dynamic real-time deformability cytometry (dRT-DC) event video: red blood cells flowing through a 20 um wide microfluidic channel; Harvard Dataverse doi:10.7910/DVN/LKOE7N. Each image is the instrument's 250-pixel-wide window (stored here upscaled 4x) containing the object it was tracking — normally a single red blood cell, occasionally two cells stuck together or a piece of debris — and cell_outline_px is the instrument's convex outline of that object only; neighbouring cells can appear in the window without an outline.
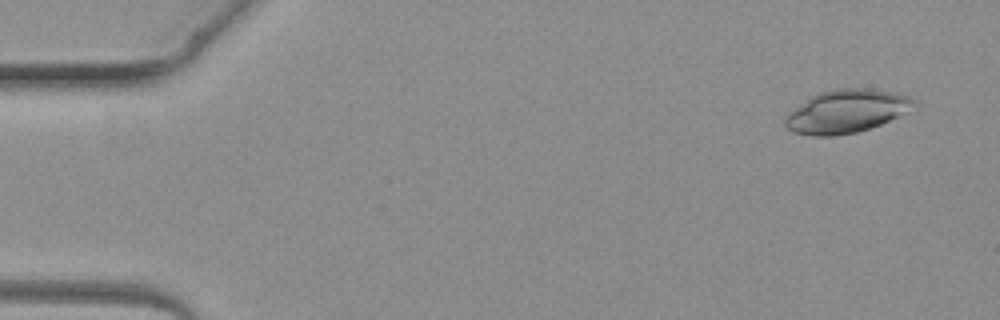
{"species": "common noctule bat (a hibernating species)", "species_latin": "Nyctalus noctula", "temperature_condition": "warm", "stored_images_in_passage": 2, "camera_frame_rate_fps": 3000, "um_per_image_px": 0.085, "animal": {"sex": "female", "body_mass_g": 19.3, "forearm_length_mm": 54.1}, "frame": {"image": 1, "passage_image": 2, "time_ms": 5.333, "image_size_px": [1000, 320], "cell_outline_px": [[916, 104], [904, 112], [880, 124], [856, 132], [832, 136], [812, 136], [792, 132], [784, 124], [784, 120], [788, 112], [812, 96], [820, 92], [832, 88], [872, 88], [900, 92], [912, 96], [916, 100]], "centroid_in_image_um": [71.94, 9.43], "position_along_channel_um": 13.1, "area_um2": 32.43}}